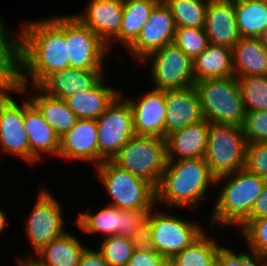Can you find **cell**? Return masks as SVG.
Listing matches in <instances>:
<instances>
[{"instance_id":"cell-1","label":"cell","mask_w":267,"mask_h":266,"mask_svg":"<svg viewBox=\"0 0 267 266\" xmlns=\"http://www.w3.org/2000/svg\"><path fill=\"white\" fill-rule=\"evenodd\" d=\"M19 78L16 92L39 86L54 72L69 68L65 42V15L25 22L19 28ZM28 82V83H27Z\"/></svg>"},{"instance_id":"cell-2","label":"cell","mask_w":267,"mask_h":266,"mask_svg":"<svg viewBox=\"0 0 267 266\" xmlns=\"http://www.w3.org/2000/svg\"><path fill=\"white\" fill-rule=\"evenodd\" d=\"M216 177L210 172L204 158L167 161L156 188V205L196 209L207 198L208 186L215 185Z\"/></svg>"},{"instance_id":"cell-3","label":"cell","mask_w":267,"mask_h":266,"mask_svg":"<svg viewBox=\"0 0 267 266\" xmlns=\"http://www.w3.org/2000/svg\"><path fill=\"white\" fill-rule=\"evenodd\" d=\"M222 181L223 188L216 198L211 223L213 226L219 224L222 227H238L250 215L253 204L267 181L245 168L216 177V185Z\"/></svg>"},{"instance_id":"cell-4","label":"cell","mask_w":267,"mask_h":266,"mask_svg":"<svg viewBox=\"0 0 267 266\" xmlns=\"http://www.w3.org/2000/svg\"><path fill=\"white\" fill-rule=\"evenodd\" d=\"M203 119L213 124L242 127L246 116L237 78H215L196 81Z\"/></svg>"},{"instance_id":"cell-5","label":"cell","mask_w":267,"mask_h":266,"mask_svg":"<svg viewBox=\"0 0 267 266\" xmlns=\"http://www.w3.org/2000/svg\"><path fill=\"white\" fill-rule=\"evenodd\" d=\"M112 161L156 189L167 164L166 140L134 134Z\"/></svg>"},{"instance_id":"cell-6","label":"cell","mask_w":267,"mask_h":266,"mask_svg":"<svg viewBox=\"0 0 267 266\" xmlns=\"http://www.w3.org/2000/svg\"><path fill=\"white\" fill-rule=\"evenodd\" d=\"M99 179L119 209L152 210L156 205V189L145 180L117 166L112 160L96 167Z\"/></svg>"},{"instance_id":"cell-7","label":"cell","mask_w":267,"mask_h":266,"mask_svg":"<svg viewBox=\"0 0 267 266\" xmlns=\"http://www.w3.org/2000/svg\"><path fill=\"white\" fill-rule=\"evenodd\" d=\"M246 145L242 127L210 123L203 157L210 172L219 177L244 169Z\"/></svg>"},{"instance_id":"cell-8","label":"cell","mask_w":267,"mask_h":266,"mask_svg":"<svg viewBox=\"0 0 267 266\" xmlns=\"http://www.w3.org/2000/svg\"><path fill=\"white\" fill-rule=\"evenodd\" d=\"M161 211L151 210L147 222L151 228L153 249L170 260L205 231L197 222Z\"/></svg>"},{"instance_id":"cell-9","label":"cell","mask_w":267,"mask_h":266,"mask_svg":"<svg viewBox=\"0 0 267 266\" xmlns=\"http://www.w3.org/2000/svg\"><path fill=\"white\" fill-rule=\"evenodd\" d=\"M121 95L96 119L98 165L103 161L112 160L135 134L132 108Z\"/></svg>"},{"instance_id":"cell-10","label":"cell","mask_w":267,"mask_h":266,"mask_svg":"<svg viewBox=\"0 0 267 266\" xmlns=\"http://www.w3.org/2000/svg\"><path fill=\"white\" fill-rule=\"evenodd\" d=\"M150 62L155 89L174 90L194 86V62L174 43L148 54L140 63Z\"/></svg>"},{"instance_id":"cell-11","label":"cell","mask_w":267,"mask_h":266,"mask_svg":"<svg viewBox=\"0 0 267 266\" xmlns=\"http://www.w3.org/2000/svg\"><path fill=\"white\" fill-rule=\"evenodd\" d=\"M65 42L71 68L103 70L107 45L72 14L65 15Z\"/></svg>"},{"instance_id":"cell-12","label":"cell","mask_w":267,"mask_h":266,"mask_svg":"<svg viewBox=\"0 0 267 266\" xmlns=\"http://www.w3.org/2000/svg\"><path fill=\"white\" fill-rule=\"evenodd\" d=\"M62 207L53 194L42 189L26 223V234L35 254L54 238L64 234Z\"/></svg>"},{"instance_id":"cell-13","label":"cell","mask_w":267,"mask_h":266,"mask_svg":"<svg viewBox=\"0 0 267 266\" xmlns=\"http://www.w3.org/2000/svg\"><path fill=\"white\" fill-rule=\"evenodd\" d=\"M176 24L170 10L160 1L150 13L137 39L126 49L141 62L151 52L173 43Z\"/></svg>"},{"instance_id":"cell-14","label":"cell","mask_w":267,"mask_h":266,"mask_svg":"<svg viewBox=\"0 0 267 266\" xmlns=\"http://www.w3.org/2000/svg\"><path fill=\"white\" fill-rule=\"evenodd\" d=\"M25 100L21 106L11 96L0 98V147L30 162V142L24 126Z\"/></svg>"},{"instance_id":"cell-15","label":"cell","mask_w":267,"mask_h":266,"mask_svg":"<svg viewBox=\"0 0 267 266\" xmlns=\"http://www.w3.org/2000/svg\"><path fill=\"white\" fill-rule=\"evenodd\" d=\"M125 99L132 108L135 134L165 139V91L153 88L137 100Z\"/></svg>"},{"instance_id":"cell-16","label":"cell","mask_w":267,"mask_h":266,"mask_svg":"<svg viewBox=\"0 0 267 266\" xmlns=\"http://www.w3.org/2000/svg\"><path fill=\"white\" fill-rule=\"evenodd\" d=\"M58 157L93 162L98 166V129L96 119H78L74 126L60 137Z\"/></svg>"},{"instance_id":"cell-17","label":"cell","mask_w":267,"mask_h":266,"mask_svg":"<svg viewBox=\"0 0 267 266\" xmlns=\"http://www.w3.org/2000/svg\"><path fill=\"white\" fill-rule=\"evenodd\" d=\"M86 10L74 16L107 45L108 51L111 40L118 34L123 16V0H90Z\"/></svg>"},{"instance_id":"cell-18","label":"cell","mask_w":267,"mask_h":266,"mask_svg":"<svg viewBox=\"0 0 267 266\" xmlns=\"http://www.w3.org/2000/svg\"><path fill=\"white\" fill-rule=\"evenodd\" d=\"M165 138L188 125L203 120L200 99L194 86L165 90Z\"/></svg>"},{"instance_id":"cell-19","label":"cell","mask_w":267,"mask_h":266,"mask_svg":"<svg viewBox=\"0 0 267 266\" xmlns=\"http://www.w3.org/2000/svg\"><path fill=\"white\" fill-rule=\"evenodd\" d=\"M204 30L210 44L230 47L239 41L234 0H209Z\"/></svg>"},{"instance_id":"cell-20","label":"cell","mask_w":267,"mask_h":266,"mask_svg":"<svg viewBox=\"0 0 267 266\" xmlns=\"http://www.w3.org/2000/svg\"><path fill=\"white\" fill-rule=\"evenodd\" d=\"M209 129L210 123L203 119L169 134L165 138L167 161L203 158Z\"/></svg>"},{"instance_id":"cell-21","label":"cell","mask_w":267,"mask_h":266,"mask_svg":"<svg viewBox=\"0 0 267 266\" xmlns=\"http://www.w3.org/2000/svg\"><path fill=\"white\" fill-rule=\"evenodd\" d=\"M24 126L30 142V163L41 160L43 153L58 157L60 137L29 99H25Z\"/></svg>"},{"instance_id":"cell-22","label":"cell","mask_w":267,"mask_h":266,"mask_svg":"<svg viewBox=\"0 0 267 266\" xmlns=\"http://www.w3.org/2000/svg\"><path fill=\"white\" fill-rule=\"evenodd\" d=\"M103 70L65 68L49 75L39 87L47 94L66 99L92 88L103 76Z\"/></svg>"},{"instance_id":"cell-23","label":"cell","mask_w":267,"mask_h":266,"mask_svg":"<svg viewBox=\"0 0 267 266\" xmlns=\"http://www.w3.org/2000/svg\"><path fill=\"white\" fill-rule=\"evenodd\" d=\"M103 77L89 90L65 99L78 119H97L121 94V91L105 85Z\"/></svg>"},{"instance_id":"cell-24","label":"cell","mask_w":267,"mask_h":266,"mask_svg":"<svg viewBox=\"0 0 267 266\" xmlns=\"http://www.w3.org/2000/svg\"><path fill=\"white\" fill-rule=\"evenodd\" d=\"M234 76H267V49L259 38L241 37L232 48Z\"/></svg>"},{"instance_id":"cell-25","label":"cell","mask_w":267,"mask_h":266,"mask_svg":"<svg viewBox=\"0 0 267 266\" xmlns=\"http://www.w3.org/2000/svg\"><path fill=\"white\" fill-rule=\"evenodd\" d=\"M38 90L28 95L30 102L38 109L44 120L54 129L59 137L68 132L78 120L76 114L68 107L64 99L47 94L39 86H31ZM37 95V96H36Z\"/></svg>"},{"instance_id":"cell-26","label":"cell","mask_w":267,"mask_h":266,"mask_svg":"<svg viewBox=\"0 0 267 266\" xmlns=\"http://www.w3.org/2000/svg\"><path fill=\"white\" fill-rule=\"evenodd\" d=\"M193 62L195 81L234 76L232 49L230 47L209 44Z\"/></svg>"},{"instance_id":"cell-27","label":"cell","mask_w":267,"mask_h":266,"mask_svg":"<svg viewBox=\"0 0 267 266\" xmlns=\"http://www.w3.org/2000/svg\"><path fill=\"white\" fill-rule=\"evenodd\" d=\"M75 235L65 232L35 255L43 266H77L85 247Z\"/></svg>"},{"instance_id":"cell-28","label":"cell","mask_w":267,"mask_h":266,"mask_svg":"<svg viewBox=\"0 0 267 266\" xmlns=\"http://www.w3.org/2000/svg\"><path fill=\"white\" fill-rule=\"evenodd\" d=\"M161 0H123V16L119 34L113 39L128 48L139 36L150 13Z\"/></svg>"},{"instance_id":"cell-29","label":"cell","mask_w":267,"mask_h":266,"mask_svg":"<svg viewBox=\"0 0 267 266\" xmlns=\"http://www.w3.org/2000/svg\"><path fill=\"white\" fill-rule=\"evenodd\" d=\"M240 37L258 38L267 27V1L234 0Z\"/></svg>"},{"instance_id":"cell-30","label":"cell","mask_w":267,"mask_h":266,"mask_svg":"<svg viewBox=\"0 0 267 266\" xmlns=\"http://www.w3.org/2000/svg\"><path fill=\"white\" fill-rule=\"evenodd\" d=\"M221 246L204 232L189 247L170 259V266H216Z\"/></svg>"},{"instance_id":"cell-31","label":"cell","mask_w":267,"mask_h":266,"mask_svg":"<svg viewBox=\"0 0 267 266\" xmlns=\"http://www.w3.org/2000/svg\"><path fill=\"white\" fill-rule=\"evenodd\" d=\"M74 223L86 233L101 232L105 237L118 235V208L106 205L94 214L92 209L87 208Z\"/></svg>"},{"instance_id":"cell-32","label":"cell","mask_w":267,"mask_h":266,"mask_svg":"<svg viewBox=\"0 0 267 266\" xmlns=\"http://www.w3.org/2000/svg\"><path fill=\"white\" fill-rule=\"evenodd\" d=\"M170 10L176 27L204 28L209 0H161Z\"/></svg>"},{"instance_id":"cell-33","label":"cell","mask_w":267,"mask_h":266,"mask_svg":"<svg viewBox=\"0 0 267 266\" xmlns=\"http://www.w3.org/2000/svg\"><path fill=\"white\" fill-rule=\"evenodd\" d=\"M246 112L267 111V76L237 77Z\"/></svg>"},{"instance_id":"cell-34","label":"cell","mask_w":267,"mask_h":266,"mask_svg":"<svg viewBox=\"0 0 267 266\" xmlns=\"http://www.w3.org/2000/svg\"><path fill=\"white\" fill-rule=\"evenodd\" d=\"M98 251L109 266H127L134 252L131 238L118 235L103 238Z\"/></svg>"},{"instance_id":"cell-35","label":"cell","mask_w":267,"mask_h":266,"mask_svg":"<svg viewBox=\"0 0 267 266\" xmlns=\"http://www.w3.org/2000/svg\"><path fill=\"white\" fill-rule=\"evenodd\" d=\"M173 43L193 61L210 44L204 28L176 27Z\"/></svg>"},{"instance_id":"cell-36","label":"cell","mask_w":267,"mask_h":266,"mask_svg":"<svg viewBox=\"0 0 267 266\" xmlns=\"http://www.w3.org/2000/svg\"><path fill=\"white\" fill-rule=\"evenodd\" d=\"M240 232L250 251L267 257V217L250 221Z\"/></svg>"},{"instance_id":"cell-37","label":"cell","mask_w":267,"mask_h":266,"mask_svg":"<svg viewBox=\"0 0 267 266\" xmlns=\"http://www.w3.org/2000/svg\"><path fill=\"white\" fill-rule=\"evenodd\" d=\"M242 128L247 143L267 142V111L246 112Z\"/></svg>"},{"instance_id":"cell-38","label":"cell","mask_w":267,"mask_h":266,"mask_svg":"<svg viewBox=\"0 0 267 266\" xmlns=\"http://www.w3.org/2000/svg\"><path fill=\"white\" fill-rule=\"evenodd\" d=\"M244 168L267 181V142L247 143Z\"/></svg>"},{"instance_id":"cell-39","label":"cell","mask_w":267,"mask_h":266,"mask_svg":"<svg viewBox=\"0 0 267 266\" xmlns=\"http://www.w3.org/2000/svg\"><path fill=\"white\" fill-rule=\"evenodd\" d=\"M150 211L118 208V236L131 237L147 223Z\"/></svg>"},{"instance_id":"cell-40","label":"cell","mask_w":267,"mask_h":266,"mask_svg":"<svg viewBox=\"0 0 267 266\" xmlns=\"http://www.w3.org/2000/svg\"><path fill=\"white\" fill-rule=\"evenodd\" d=\"M3 23V19L0 18V62H19V33L15 34V37L10 36L11 32Z\"/></svg>"},{"instance_id":"cell-41","label":"cell","mask_w":267,"mask_h":266,"mask_svg":"<svg viewBox=\"0 0 267 266\" xmlns=\"http://www.w3.org/2000/svg\"><path fill=\"white\" fill-rule=\"evenodd\" d=\"M18 78L19 62H0V98L16 91Z\"/></svg>"},{"instance_id":"cell-42","label":"cell","mask_w":267,"mask_h":266,"mask_svg":"<svg viewBox=\"0 0 267 266\" xmlns=\"http://www.w3.org/2000/svg\"><path fill=\"white\" fill-rule=\"evenodd\" d=\"M127 266H170V260L155 250L134 251Z\"/></svg>"},{"instance_id":"cell-43","label":"cell","mask_w":267,"mask_h":266,"mask_svg":"<svg viewBox=\"0 0 267 266\" xmlns=\"http://www.w3.org/2000/svg\"><path fill=\"white\" fill-rule=\"evenodd\" d=\"M130 238L134 251L154 250L152 245L151 228L148 222L139 228Z\"/></svg>"},{"instance_id":"cell-44","label":"cell","mask_w":267,"mask_h":266,"mask_svg":"<svg viewBox=\"0 0 267 266\" xmlns=\"http://www.w3.org/2000/svg\"><path fill=\"white\" fill-rule=\"evenodd\" d=\"M267 217V183L256 199L250 215L238 226L242 230L250 221Z\"/></svg>"},{"instance_id":"cell-45","label":"cell","mask_w":267,"mask_h":266,"mask_svg":"<svg viewBox=\"0 0 267 266\" xmlns=\"http://www.w3.org/2000/svg\"><path fill=\"white\" fill-rule=\"evenodd\" d=\"M77 266H109L102 254L88 247L82 252Z\"/></svg>"},{"instance_id":"cell-46","label":"cell","mask_w":267,"mask_h":266,"mask_svg":"<svg viewBox=\"0 0 267 266\" xmlns=\"http://www.w3.org/2000/svg\"><path fill=\"white\" fill-rule=\"evenodd\" d=\"M216 266H240V254L237 255L231 249L221 247L217 254Z\"/></svg>"},{"instance_id":"cell-47","label":"cell","mask_w":267,"mask_h":266,"mask_svg":"<svg viewBox=\"0 0 267 266\" xmlns=\"http://www.w3.org/2000/svg\"><path fill=\"white\" fill-rule=\"evenodd\" d=\"M240 266H267V257L252 251L248 253L242 251L240 253Z\"/></svg>"},{"instance_id":"cell-48","label":"cell","mask_w":267,"mask_h":266,"mask_svg":"<svg viewBox=\"0 0 267 266\" xmlns=\"http://www.w3.org/2000/svg\"><path fill=\"white\" fill-rule=\"evenodd\" d=\"M32 257L34 256H28L27 258H21L18 256V266H43L35 258Z\"/></svg>"},{"instance_id":"cell-49","label":"cell","mask_w":267,"mask_h":266,"mask_svg":"<svg viewBox=\"0 0 267 266\" xmlns=\"http://www.w3.org/2000/svg\"><path fill=\"white\" fill-rule=\"evenodd\" d=\"M8 220L6 219L5 212L0 209V233L4 230V228L7 226L6 224Z\"/></svg>"},{"instance_id":"cell-50","label":"cell","mask_w":267,"mask_h":266,"mask_svg":"<svg viewBox=\"0 0 267 266\" xmlns=\"http://www.w3.org/2000/svg\"><path fill=\"white\" fill-rule=\"evenodd\" d=\"M258 38L263 44V46L267 49V27L262 31Z\"/></svg>"}]
</instances>
